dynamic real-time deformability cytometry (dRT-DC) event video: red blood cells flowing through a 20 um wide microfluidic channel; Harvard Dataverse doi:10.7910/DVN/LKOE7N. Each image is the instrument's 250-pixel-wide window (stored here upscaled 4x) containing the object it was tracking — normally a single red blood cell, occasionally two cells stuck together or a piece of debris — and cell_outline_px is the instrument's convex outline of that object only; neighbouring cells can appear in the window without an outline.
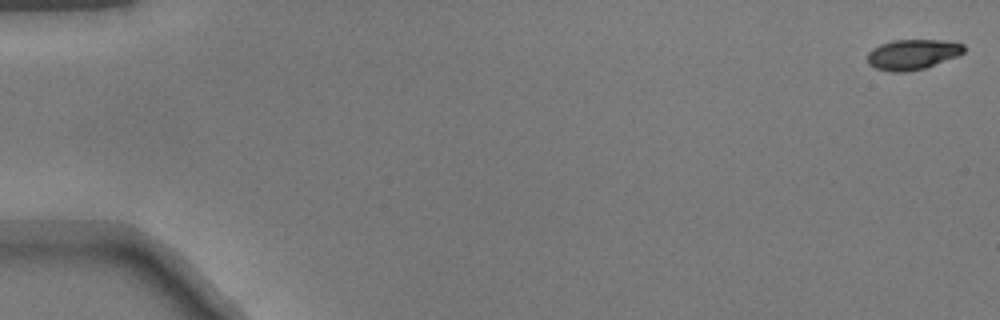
{"species": "common noctule bat (a hibernating species)", "species_latin": "Nyctalus noctula", "temperature_condition": "warm", "stored_images_in_passage": 51, "camera_frame_rate_fps": 3000, "um_per_image_px": 0.085, "animal": {"sex": "male", "body_mass_g": 17.9}, "frame": {"image": 1, "passage_image": 1, "time_ms": 0.0, "image_size_px": [1000, 320], "cell_outline_px": [[964, 52], [956, 56], [924, 68], [908, 72], [892, 72], [876, 68], [868, 64], [868, 52], [872, 48], [880, 44], [892, 40], [944, 40], [964, 44]], "centroid_in_image_um": [77.53, 4.62], "position_along_channel_um": 7.5, "area_um2": 16.94}}
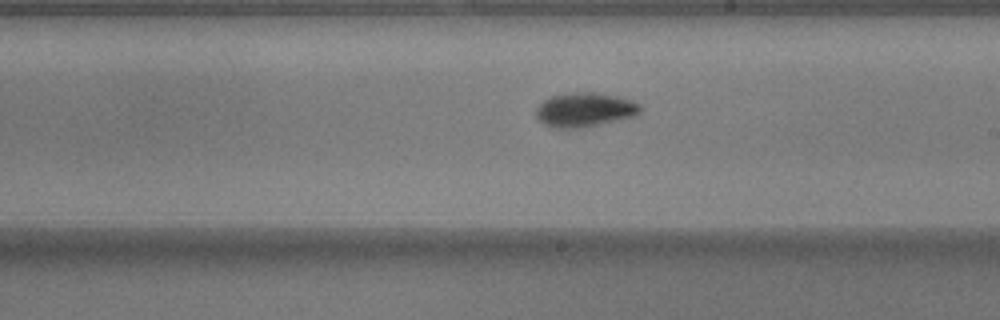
{"frame": {"image": 2, "passage_image": 30, "time_ms": 9.667, "image_size_px": [1000, 320], "cell_outline_px": [[644, 108], [636, 116], [620, 120], [584, 128], [556, 128], [544, 124], [536, 116], [536, 108], [544, 100], [552, 96], [572, 92], [592, 92], [616, 96], [632, 100], [640, 104]], "centroid_in_image_um": [49.75, 9.34], "position_along_channel_um": 239.2, "area_um2": 20.98}}
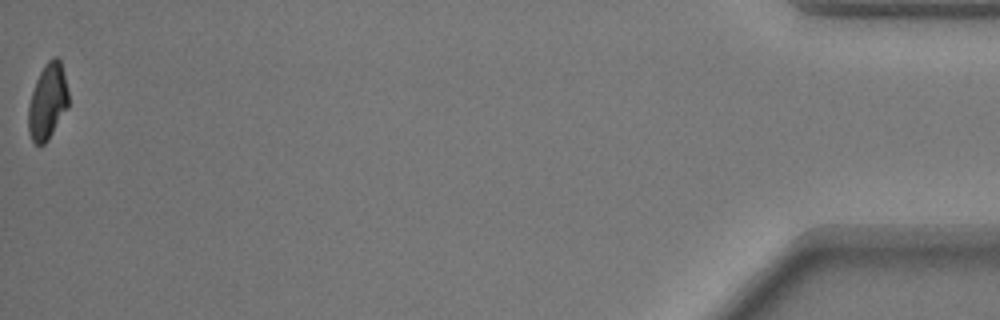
{"frame": {"image": 3, "passage_image": 51, "time_ms": 16.667, "image_size_px": [1000, 320], "cell_outline_px": [[68, 108], [48, 140], [44, 144], [36, 144], [32, 140], [28, 132], [28, 104], [36, 80], [44, 64], [52, 56], [56, 56], [60, 60], [68, 92]], "centroid_in_image_um": [4.04, 8.63], "position_along_channel_um": 431.2, "area_um2": 17.74}}